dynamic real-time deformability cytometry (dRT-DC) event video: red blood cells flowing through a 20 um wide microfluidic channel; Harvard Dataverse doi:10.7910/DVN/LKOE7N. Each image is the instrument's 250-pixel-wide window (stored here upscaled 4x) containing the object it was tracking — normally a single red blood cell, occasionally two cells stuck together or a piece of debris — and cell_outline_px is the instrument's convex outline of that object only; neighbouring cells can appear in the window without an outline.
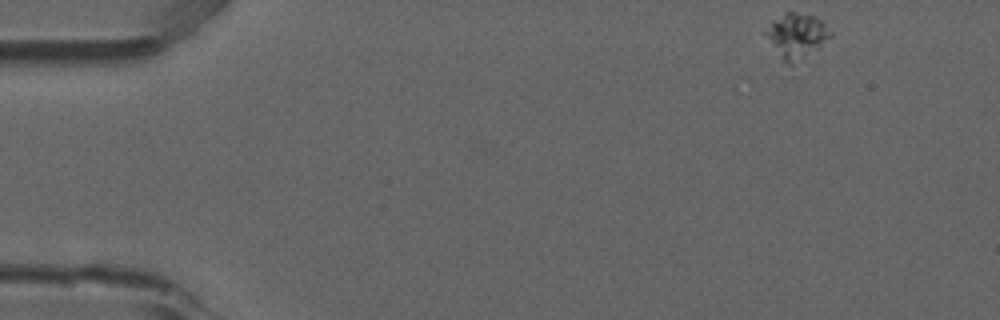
{"species": "common noctule bat (a hibernating species)", "species_latin": "Nyctalus noctula", "temperature_condition": "room temperature", "stored_images_in_passage": 4, "camera_frame_rate_fps": 3000, "um_per_image_px": 0.085, "animal": {"sex": "male", "forearm_length_mm": 52.5}, "frame": {"image": 1, "passage_image": 1, "time_ms": 0.0, "image_size_px": [1000, 320], "cell_outline_px": [[832, 36], [820, 48], [784, 76], [780, 76], [760, 32], [772, 20], [784, 12], [792, 12], [816, 16], [832, 32]], "centroid_in_image_um": [67.49, 3.34], "position_along_channel_um": 17.5, "area_um2": 20.23}}
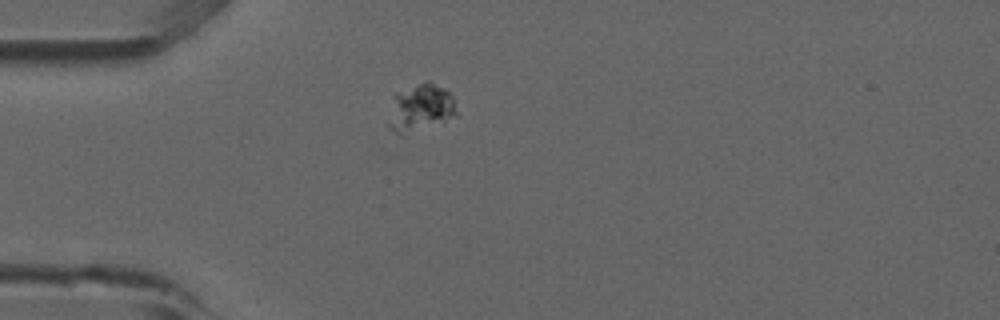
{"frame": {"image": 2, "passage_image": 4, "time_ms": 1.0, "image_size_px": [1000, 320], "cell_outline_px": [[456, 116], [400, 136], [392, 132], [388, 128], [388, 124], [396, 92], [428, 80], [444, 88], [452, 96], [456, 112]], "centroid_in_image_um": [35.73, 9.17], "position_along_channel_um": 49.3, "area_um2": 18.32}}